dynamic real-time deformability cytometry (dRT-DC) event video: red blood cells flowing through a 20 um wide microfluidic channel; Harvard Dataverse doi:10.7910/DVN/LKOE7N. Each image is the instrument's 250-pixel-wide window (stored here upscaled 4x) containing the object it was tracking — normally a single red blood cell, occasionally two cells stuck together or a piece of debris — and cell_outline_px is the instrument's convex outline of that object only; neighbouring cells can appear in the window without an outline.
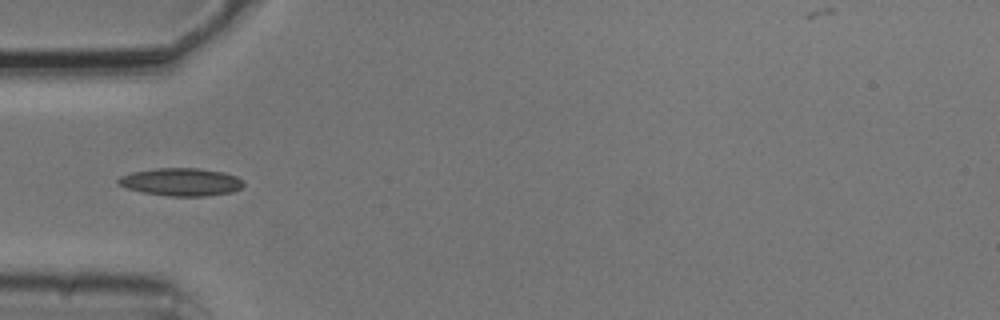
{"species": "common noctule bat (a hibernating species)", "species_latin": "Nyctalus noctula", "temperature_condition": "cold", "stored_images_in_passage": 7, "camera_frame_rate_fps": 3000, "um_per_image_px": 0.085, "animal": {"sex": "male", "body_mass_g": 20.5, "forearm_length_mm": 52.5}, "frame": {"image": 1, "passage_image": 4, "time_ms": 1.0, "image_size_px": [1000, 320], "cell_outline_px": [[244, 184], [240, 188], [232, 192], [204, 196], [168, 196], [144, 192], [128, 188], [120, 184], [116, 180], [120, 176], [132, 172], [156, 168], [196, 168], [224, 172], [236, 176], [244, 180]], "centroid_in_image_um": [15.42, 15.46], "position_along_channel_um": 69.6, "area_um2": 20.17}}
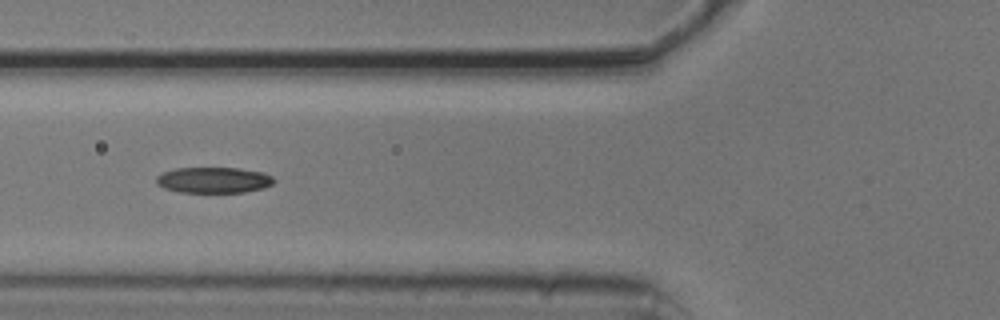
{"frame": {"image": 2, "passage_image": 5, "time_ms": 1.333, "image_size_px": [1000, 320], "cell_outline_px": [[276, 180], [272, 184], [264, 188], [244, 192], [180, 192], [164, 188], [156, 184], [156, 176], [164, 172], [176, 168], [240, 168], [264, 172], [272, 176]], "centroid_in_image_um": [18.18, 15.3], "position_along_channel_um": 107.6, "area_um2": 17.8}}
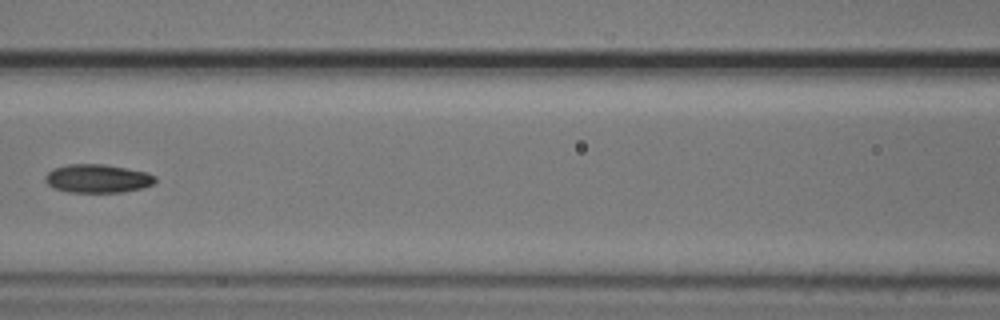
{"frame": {"image": 3, "passage_image": 6, "time_ms": 1.667, "image_size_px": [1000, 320], "cell_outline_px": [[156, 180], [152, 184], [140, 188], [120, 192], [68, 192], [56, 188], [48, 184], [44, 180], [44, 176], [52, 168], [68, 164], [104, 164], [148, 172], [156, 176]], "centroid_in_image_um": [8.27, 15.16], "position_along_channel_um": 158.3, "area_um2": 18.21}}